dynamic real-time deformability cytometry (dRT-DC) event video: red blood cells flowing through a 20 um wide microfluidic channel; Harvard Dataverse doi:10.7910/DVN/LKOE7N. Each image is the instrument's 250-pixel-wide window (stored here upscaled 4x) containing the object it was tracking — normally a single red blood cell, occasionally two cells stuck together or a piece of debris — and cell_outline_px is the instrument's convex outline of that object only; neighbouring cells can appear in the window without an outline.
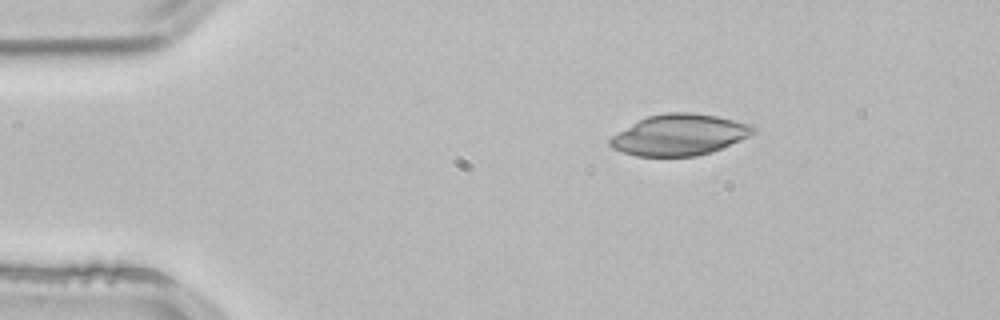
{"species": "common noctule bat (a hibernating species)", "species_latin": "Nyctalus noctula", "temperature_condition": "room temperature", "stored_images_in_passage": 2, "camera_frame_rate_fps": 3000, "um_per_image_px": 0.085, "animal": {"sex": "male", "body_mass_g": 21.5, "forearm_length_mm": 52.0}, "frame": {"image": 1, "passage_image": 1, "time_ms": 0.0, "image_size_px": [1000, 320], "cell_outline_px": [[756, 132], [740, 140], [712, 152], [696, 156], [636, 156], [612, 148], [608, 144], [608, 140], [612, 136], [632, 124], [648, 116], [668, 112], [692, 112], [716, 116], [752, 124], [756, 128]], "centroid_in_image_um": [57.77, 11.46], "position_along_channel_um": 27.2, "area_um2": 34.1}}